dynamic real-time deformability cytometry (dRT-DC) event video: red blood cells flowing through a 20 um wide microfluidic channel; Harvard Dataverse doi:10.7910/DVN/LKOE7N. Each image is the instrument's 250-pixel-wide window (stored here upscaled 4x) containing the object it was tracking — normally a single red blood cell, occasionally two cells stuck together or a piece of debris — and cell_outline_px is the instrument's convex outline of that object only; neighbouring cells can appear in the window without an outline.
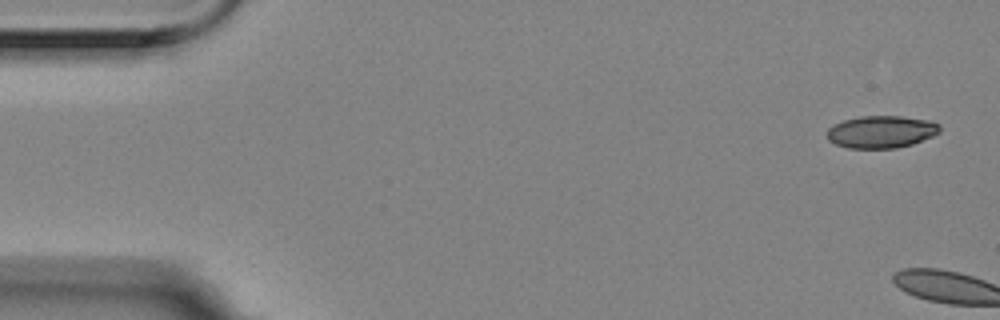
{"species": "Egyptian fruit bat (a non-hibernating species)", "species_latin": "Rousettus aegyptiacus", "temperature_condition": "room temperature", "stored_images_in_passage": 2, "camera_frame_rate_fps": 3000, "um_per_image_px": 0.085, "animal": {"sex": "female"}, "frame": {"image": 1, "passage_image": 1, "time_ms": 0.0, "image_size_px": [1000, 320], "cell_outline_px": [[940, 132], [932, 136], [912, 144], [896, 148], [848, 148], [836, 144], [828, 140], [828, 128], [844, 120], [860, 116], [900, 116], [928, 120], [940, 124]], "centroid_in_image_um": [74.92, 11.2], "position_along_channel_um": 10.1, "area_um2": 21.1}}